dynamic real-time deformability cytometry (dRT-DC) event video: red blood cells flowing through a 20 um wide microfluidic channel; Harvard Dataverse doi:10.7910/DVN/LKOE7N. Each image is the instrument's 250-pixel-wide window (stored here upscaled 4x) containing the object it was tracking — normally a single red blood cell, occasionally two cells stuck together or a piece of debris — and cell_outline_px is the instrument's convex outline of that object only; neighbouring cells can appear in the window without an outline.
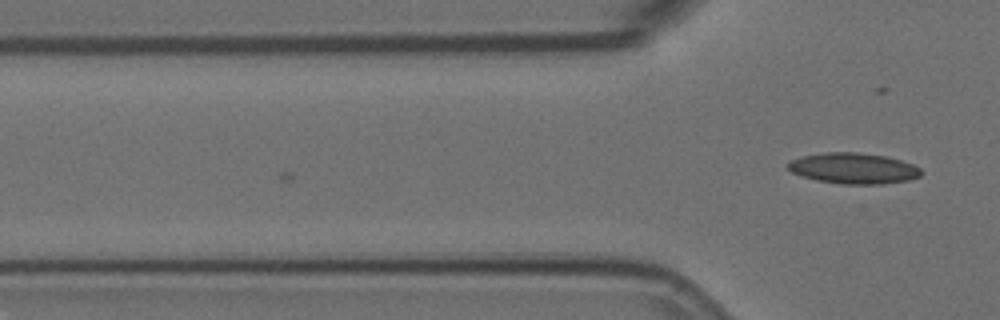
{"species": "Egyptian fruit bat (a non-hibernating species)", "species_latin": "Rousettus aegyptiacus", "temperature_condition": "room temperature", "stored_images_in_passage": 3, "camera_frame_rate_fps": 3000, "um_per_image_px": 0.085, "animal": {"sex": "female"}, "frame": {"image": 1, "passage_image": 3, "time_ms": 0.667, "image_size_px": [1000, 320], "cell_outline_px": [[924, 172], [920, 176], [908, 180], [880, 184], [840, 184], [816, 180], [800, 176], [792, 172], [788, 168], [788, 164], [792, 160], [800, 156], [824, 152], [856, 152], [884, 156], [900, 160], [912, 164], [920, 168]], "centroid_in_image_um": [72.53, 14.31], "position_along_channel_um": 53.3, "area_um2": 23.93}}